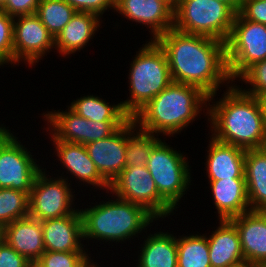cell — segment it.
<instances>
[{
    "instance_id": "cell-1",
    "label": "cell",
    "mask_w": 266,
    "mask_h": 267,
    "mask_svg": "<svg viewBox=\"0 0 266 267\" xmlns=\"http://www.w3.org/2000/svg\"><path fill=\"white\" fill-rule=\"evenodd\" d=\"M155 41L164 50L172 80L200 88L213 100L220 84L230 82L226 43L172 28Z\"/></svg>"
},
{
    "instance_id": "cell-2",
    "label": "cell",
    "mask_w": 266,
    "mask_h": 267,
    "mask_svg": "<svg viewBox=\"0 0 266 267\" xmlns=\"http://www.w3.org/2000/svg\"><path fill=\"white\" fill-rule=\"evenodd\" d=\"M236 87H228L214 106L209 103L206 113L214 132L211 137L245 150L263 148L266 129L258 98Z\"/></svg>"
},
{
    "instance_id": "cell-3",
    "label": "cell",
    "mask_w": 266,
    "mask_h": 267,
    "mask_svg": "<svg viewBox=\"0 0 266 267\" xmlns=\"http://www.w3.org/2000/svg\"><path fill=\"white\" fill-rule=\"evenodd\" d=\"M208 97L196 86L172 81L132 118L145 132L173 135L187 128L204 105L207 107Z\"/></svg>"
},
{
    "instance_id": "cell-4",
    "label": "cell",
    "mask_w": 266,
    "mask_h": 267,
    "mask_svg": "<svg viewBox=\"0 0 266 267\" xmlns=\"http://www.w3.org/2000/svg\"><path fill=\"white\" fill-rule=\"evenodd\" d=\"M80 213L83 238L101 241L120 242L129 239L155 219L143 207L119 198L80 209Z\"/></svg>"
},
{
    "instance_id": "cell-5",
    "label": "cell",
    "mask_w": 266,
    "mask_h": 267,
    "mask_svg": "<svg viewBox=\"0 0 266 267\" xmlns=\"http://www.w3.org/2000/svg\"><path fill=\"white\" fill-rule=\"evenodd\" d=\"M139 50L129 73L131 98L120 102L131 118L173 81L166 54L155 40Z\"/></svg>"
},
{
    "instance_id": "cell-6",
    "label": "cell",
    "mask_w": 266,
    "mask_h": 267,
    "mask_svg": "<svg viewBox=\"0 0 266 267\" xmlns=\"http://www.w3.org/2000/svg\"><path fill=\"white\" fill-rule=\"evenodd\" d=\"M236 12L219 0H181L174 8L178 31L227 42Z\"/></svg>"
},
{
    "instance_id": "cell-7",
    "label": "cell",
    "mask_w": 266,
    "mask_h": 267,
    "mask_svg": "<svg viewBox=\"0 0 266 267\" xmlns=\"http://www.w3.org/2000/svg\"><path fill=\"white\" fill-rule=\"evenodd\" d=\"M146 167L159 195L173 208L190 185V169L183 154L161 140L152 148Z\"/></svg>"
},
{
    "instance_id": "cell-8",
    "label": "cell",
    "mask_w": 266,
    "mask_h": 267,
    "mask_svg": "<svg viewBox=\"0 0 266 267\" xmlns=\"http://www.w3.org/2000/svg\"><path fill=\"white\" fill-rule=\"evenodd\" d=\"M266 60V25L246 20L236 13L226 42V61L231 81L250 66ZM233 79V80H232Z\"/></svg>"
},
{
    "instance_id": "cell-9",
    "label": "cell",
    "mask_w": 266,
    "mask_h": 267,
    "mask_svg": "<svg viewBox=\"0 0 266 267\" xmlns=\"http://www.w3.org/2000/svg\"><path fill=\"white\" fill-rule=\"evenodd\" d=\"M111 193L119 199L143 207L156 220L170 215L174 209L159 195L146 166H126L110 183Z\"/></svg>"
},
{
    "instance_id": "cell-10",
    "label": "cell",
    "mask_w": 266,
    "mask_h": 267,
    "mask_svg": "<svg viewBox=\"0 0 266 267\" xmlns=\"http://www.w3.org/2000/svg\"><path fill=\"white\" fill-rule=\"evenodd\" d=\"M20 143L9 129L0 136V188H12L29 195L36 176L43 169Z\"/></svg>"
},
{
    "instance_id": "cell-11",
    "label": "cell",
    "mask_w": 266,
    "mask_h": 267,
    "mask_svg": "<svg viewBox=\"0 0 266 267\" xmlns=\"http://www.w3.org/2000/svg\"><path fill=\"white\" fill-rule=\"evenodd\" d=\"M58 179V180H57ZM47 178L45 171L38 173L29 194V216L36 220H46L71 215L73 197L67 179Z\"/></svg>"
},
{
    "instance_id": "cell-12",
    "label": "cell",
    "mask_w": 266,
    "mask_h": 267,
    "mask_svg": "<svg viewBox=\"0 0 266 267\" xmlns=\"http://www.w3.org/2000/svg\"><path fill=\"white\" fill-rule=\"evenodd\" d=\"M50 122L53 140L86 145L90 142L108 138L126 122L91 121L75 113L70 107L68 112L59 110L44 115ZM54 127V128H53ZM54 133V134H53Z\"/></svg>"
},
{
    "instance_id": "cell-13",
    "label": "cell",
    "mask_w": 266,
    "mask_h": 267,
    "mask_svg": "<svg viewBox=\"0 0 266 267\" xmlns=\"http://www.w3.org/2000/svg\"><path fill=\"white\" fill-rule=\"evenodd\" d=\"M52 48H55L54 38L36 14L14 17V64L24 60L29 66L34 65Z\"/></svg>"
},
{
    "instance_id": "cell-14",
    "label": "cell",
    "mask_w": 266,
    "mask_h": 267,
    "mask_svg": "<svg viewBox=\"0 0 266 267\" xmlns=\"http://www.w3.org/2000/svg\"><path fill=\"white\" fill-rule=\"evenodd\" d=\"M114 10L150 27L154 40L174 28V7L166 0H115Z\"/></svg>"
},
{
    "instance_id": "cell-15",
    "label": "cell",
    "mask_w": 266,
    "mask_h": 267,
    "mask_svg": "<svg viewBox=\"0 0 266 267\" xmlns=\"http://www.w3.org/2000/svg\"><path fill=\"white\" fill-rule=\"evenodd\" d=\"M85 147L100 175L110 184L126 167V123L108 138Z\"/></svg>"
},
{
    "instance_id": "cell-16",
    "label": "cell",
    "mask_w": 266,
    "mask_h": 267,
    "mask_svg": "<svg viewBox=\"0 0 266 267\" xmlns=\"http://www.w3.org/2000/svg\"><path fill=\"white\" fill-rule=\"evenodd\" d=\"M240 237L245 261L260 266L266 262V211L250 210L230 219Z\"/></svg>"
},
{
    "instance_id": "cell-17",
    "label": "cell",
    "mask_w": 266,
    "mask_h": 267,
    "mask_svg": "<svg viewBox=\"0 0 266 267\" xmlns=\"http://www.w3.org/2000/svg\"><path fill=\"white\" fill-rule=\"evenodd\" d=\"M45 251H85L81 246L83 222L80 210L59 218L42 221Z\"/></svg>"
},
{
    "instance_id": "cell-18",
    "label": "cell",
    "mask_w": 266,
    "mask_h": 267,
    "mask_svg": "<svg viewBox=\"0 0 266 267\" xmlns=\"http://www.w3.org/2000/svg\"><path fill=\"white\" fill-rule=\"evenodd\" d=\"M3 230L4 241L30 262L37 261L45 252L42 221L28 215L4 226Z\"/></svg>"
},
{
    "instance_id": "cell-19",
    "label": "cell",
    "mask_w": 266,
    "mask_h": 267,
    "mask_svg": "<svg viewBox=\"0 0 266 267\" xmlns=\"http://www.w3.org/2000/svg\"><path fill=\"white\" fill-rule=\"evenodd\" d=\"M206 168L209 180L245 179L246 150L211 138Z\"/></svg>"
},
{
    "instance_id": "cell-20",
    "label": "cell",
    "mask_w": 266,
    "mask_h": 267,
    "mask_svg": "<svg viewBox=\"0 0 266 267\" xmlns=\"http://www.w3.org/2000/svg\"><path fill=\"white\" fill-rule=\"evenodd\" d=\"M60 162L78 180L99 188L110 189V184L100 175L94 162L89 157L85 145L52 140ZM104 187V188H103Z\"/></svg>"
},
{
    "instance_id": "cell-21",
    "label": "cell",
    "mask_w": 266,
    "mask_h": 267,
    "mask_svg": "<svg viewBox=\"0 0 266 267\" xmlns=\"http://www.w3.org/2000/svg\"><path fill=\"white\" fill-rule=\"evenodd\" d=\"M220 220H230L250 211L245 179L210 180Z\"/></svg>"
},
{
    "instance_id": "cell-22",
    "label": "cell",
    "mask_w": 266,
    "mask_h": 267,
    "mask_svg": "<svg viewBox=\"0 0 266 267\" xmlns=\"http://www.w3.org/2000/svg\"><path fill=\"white\" fill-rule=\"evenodd\" d=\"M219 224L207 237L211 267H229L245 261L236 226L230 220H220Z\"/></svg>"
},
{
    "instance_id": "cell-23",
    "label": "cell",
    "mask_w": 266,
    "mask_h": 267,
    "mask_svg": "<svg viewBox=\"0 0 266 267\" xmlns=\"http://www.w3.org/2000/svg\"><path fill=\"white\" fill-rule=\"evenodd\" d=\"M100 17L95 14L76 11L69 23L54 38L59 54L70 55L86 46L100 27Z\"/></svg>"
},
{
    "instance_id": "cell-24",
    "label": "cell",
    "mask_w": 266,
    "mask_h": 267,
    "mask_svg": "<svg viewBox=\"0 0 266 267\" xmlns=\"http://www.w3.org/2000/svg\"><path fill=\"white\" fill-rule=\"evenodd\" d=\"M244 170L250 209L266 211V150H246Z\"/></svg>"
},
{
    "instance_id": "cell-25",
    "label": "cell",
    "mask_w": 266,
    "mask_h": 267,
    "mask_svg": "<svg viewBox=\"0 0 266 267\" xmlns=\"http://www.w3.org/2000/svg\"><path fill=\"white\" fill-rule=\"evenodd\" d=\"M138 258V267H178L177 237L158 232L146 238Z\"/></svg>"
},
{
    "instance_id": "cell-26",
    "label": "cell",
    "mask_w": 266,
    "mask_h": 267,
    "mask_svg": "<svg viewBox=\"0 0 266 267\" xmlns=\"http://www.w3.org/2000/svg\"><path fill=\"white\" fill-rule=\"evenodd\" d=\"M70 105L75 113L91 121L127 122L131 118L123 110L121 103L111 106L98 96H84L74 100Z\"/></svg>"
},
{
    "instance_id": "cell-27",
    "label": "cell",
    "mask_w": 266,
    "mask_h": 267,
    "mask_svg": "<svg viewBox=\"0 0 266 267\" xmlns=\"http://www.w3.org/2000/svg\"><path fill=\"white\" fill-rule=\"evenodd\" d=\"M136 127L133 118L126 122V166H146L152 148L161 140L155 137V134Z\"/></svg>"
},
{
    "instance_id": "cell-28",
    "label": "cell",
    "mask_w": 266,
    "mask_h": 267,
    "mask_svg": "<svg viewBox=\"0 0 266 267\" xmlns=\"http://www.w3.org/2000/svg\"><path fill=\"white\" fill-rule=\"evenodd\" d=\"M178 267H211L206 235H190L177 239Z\"/></svg>"
},
{
    "instance_id": "cell-29",
    "label": "cell",
    "mask_w": 266,
    "mask_h": 267,
    "mask_svg": "<svg viewBox=\"0 0 266 267\" xmlns=\"http://www.w3.org/2000/svg\"><path fill=\"white\" fill-rule=\"evenodd\" d=\"M75 13L76 10L64 0H39L35 14L55 38Z\"/></svg>"
},
{
    "instance_id": "cell-30",
    "label": "cell",
    "mask_w": 266,
    "mask_h": 267,
    "mask_svg": "<svg viewBox=\"0 0 266 267\" xmlns=\"http://www.w3.org/2000/svg\"><path fill=\"white\" fill-rule=\"evenodd\" d=\"M29 215V195L12 188H0V226Z\"/></svg>"
},
{
    "instance_id": "cell-31",
    "label": "cell",
    "mask_w": 266,
    "mask_h": 267,
    "mask_svg": "<svg viewBox=\"0 0 266 267\" xmlns=\"http://www.w3.org/2000/svg\"><path fill=\"white\" fill-rule=\"evenodd\" d=\"M89 259L85 251H45L37 261L43 267H90Z\"/></svg>"
},
{
    "instance_id": "cell-32",
    "label": "cell",
    "mask_w": 266,
    "mask_h": 267,
    "mask_svg": "<svg viewBox=\"0 0 266 267\" xmlns=\"http://www.w3.org/2000/svg\"><path fill=\"white\" fill-rule=\"evenodd\" d=\"M252 88L242 90L244 93L259 97L266 94V60L258 61L250 66L240 77Z\"/></svg>"
},
{
    "instance_id": "cell-33",
    "label": "cell",
    "mask_w": 266,
    "mask_h": 267,
    "mask_svg": "<svg viewBox=\"0 0 266 267\" xmlns=\"http://www.w3.org/2000/svg\"><path fill=\"white\" fill-rule=\"evenodd\" d=\"M14 17L0 12V63L13 64Z\"/></svg>"
},
{
    "instance_id": "cell-34",
    "label": "cell",
    "mask_w": 266,
    "mask_h": 267,
    "mask_svg": "<svg viewBox=\"0 0 266 267\" xmlns=\"http://www.w3.org/2000/svg\"><path fill=\"white\" fill-rule=\"evenodd\" d=\"M71 5L76 11L87 12L97 15L98 17L109 9H115V0H64ZM101 14V15H100Z\"/></svg>"
},
{
    "instance_id": "cell-35",
    "label": "cell",
    "mask_w": 266,
    "mask_h": 267,
    "mask_svg": "<svg viewBox=\"0 0 266 267\" xmlns=\"http://www.w3.org/2000/svg\"><path fill=\"white\" fill-rule=\"evenodd\" d=\"M239 13L246 20L266 25V0H243Z\"/></svg>"
},
{
    "instance_id": "cell-36",
    "label": "cell",
    "mask_w": 266,
    "mask_h": 267,
    "mask_svg": "<svg viewBox=\"0 0 266 267\" xmlns=\"http://www.w3.org/2000/svg\"><path fill=\"white\" fill-rule=\"evenodd\" d=\"M38 3L39 0H3L2 12L12 17L31 15L36 13Z\"/></svg>"
},
{
    "instance_id": "cell-37",
    "label": "cell",
    "mask_w": 266,
    "mask_h": 267,
    "mask_svg": "<svg viewBox=\"0 0 266 267\" xmlns=\"http://www.w3.org/2000/svg\"><path fill=\"white\" fill-rule=\"evenodd\" d=\"M0 267H31V262L3 241L0 244Z\"/></svg>"
},
{
    "instance_id": "cell-38",
    "label": "cell",
    "mask_w": 266,
    "mask_h": 267,
    "mask_svg": "<svg viewBox=\"0 0 266 267\" xmlns=\"http://www.w3.org/2000/svg\"><path fill=\"white\" fill-rule=\"evenodd\" d=\"M228 4L236 13L241 9L243 0H219Z\"/></svg>"
},
{
    "instance_id": "cell-39",
    "label": "cell",
    "mask_w": 266,
    "mask_h": 267,
    "mask_svg": "<svg viewBox=\"0 0 266 267\" xmlns=\"http://www.w3.org/2000/svg\"><path fill=\"white\" fill-rule=\"evenodd\" d=\"M258 101L260 103L261 109H262V115H263V119H264V126L266 129V94L259 96L258 97Z\"/></svg>"
},
{
    "instance_id": "cell-40",
    "label": "cell",
    "mask_w": 266,
    "mask_h": 267,
    "mask_svg": "<svg viewBox=\"0 0 266 267\" xmlns=\"http://www.w3.org/2000/svg\"><path fill=\"white\" fill-rule=\"evenodd\" d=\"M229 267H257V266H255L254 264H251L248 261H242V262H240L238 264H235V265H232V266H229Z\"/></svg>"
},
{
    "instance_id": "cell-41",
    "label": "cell",
    "mask_w": 266,
    "mask_h": 267,
    "mask_svg": "<svg viewBox=\"0 0 266 267\" xmlns=\"http://www.w3.org/2000/svg\"><path fill=\"white\" fill-rule=\"evenodd\" d=\"M166 1L175 8L181 0H166Z\"/></svg>"
},
{
    "instance_id": "cell-42",
    "label": "cell",
    "mask_w": 266,
    "mask_h": 267,
    "mask_svg": "<svg viewBox=\"0 0 266 267\" xmlns=\"http://www.w3.org/2000/svg\"><path fill=\"white\" fill-rule=\"evenodd\" d=\"M4 241V230L3 226H0V244Z\"/></svg>"
},
{
    "instance_id": "cell-43",
    "label": "cell",
    "mask_w": 266,
    "mask_h": 267,
    "mask_svg": "<svg viewBox=\"0 0 266 267\" xmlns=\"http://www.w3.org/2000/svg\"><path fill=\"white\" fill-rule=\"evenodd\" d=\"M31 267H43L38 261L31 262Z\"/></svg>"
},
{
    "instance_id": "cell-44",
    "label": "cell",
    "mask_w": 266,
    "mask_h": 267,
    "mask_svg": "<svg viewBox=\"0 0 266 267\" xmlns=\"http://www.w3.org/2000/svg\"><path fill=\"white\" fill-rule=\"evenodd\" d=\"M5 127L0 126V136L6 131Z\"/></svg>"
},
{
    "instance_id": "cell-45",
    "label": "cell",
    "mask_w": 266,
    "mask_h": 267,
    "mask_svg": "<svg viewBox=\"0 0 266 267\" xmlns=\"http://www.w3.org/2000/svg\"><path fill=\"white\" fill-rule=\"evenodd\" d=\"M2 8H3V0H0V12H2Z\"/></svg>"
},
{
    "instance_id": "cell-46",
    "label": "cell",
    "mask_w": 266,
    "mask_h": 267,
    "mask_svg": "<svg viewBox=\"0 0 266 267\" xmlns=\"http://www.w3.org/2000/svg\"><path fill=\"white\" fill-rule=\"evenodd\" d=\"M258 267H266V262L265 263H263V264H261L260 266H258Z\"/></svg>"
},
{
    "instance_id": "cell-47",
    "label": "cell",
    "mask_w": 266,
    "mask_h": 267,
    "mask_svg": "<svg viewBox=\"0 0 266 267\" xmlns=\"http://www.w3.org/2000/svg\"><path fill=\"white\" fill-rule=\"evenodd\" d=\"M90 267H98V266H96L95 264L92 263V264L90 265ZM99 267H100V266H99Z\"/></svg>"
},
{
    "instance_id": "cell-48",
    "label": "cell",
    "mask_w": 266,
    "mask_h": 267,
    "mask_svg": "<svg viewBox=\"0 0 266 267\" xmlns=\"http://www.w3.org/2000/svg\"><path fill=\"white\" fill-rule=\"evenodd\" d=\"M263 148L266 150V139H265V144H264V147Z\"/></svg>"
}]
</instances>
